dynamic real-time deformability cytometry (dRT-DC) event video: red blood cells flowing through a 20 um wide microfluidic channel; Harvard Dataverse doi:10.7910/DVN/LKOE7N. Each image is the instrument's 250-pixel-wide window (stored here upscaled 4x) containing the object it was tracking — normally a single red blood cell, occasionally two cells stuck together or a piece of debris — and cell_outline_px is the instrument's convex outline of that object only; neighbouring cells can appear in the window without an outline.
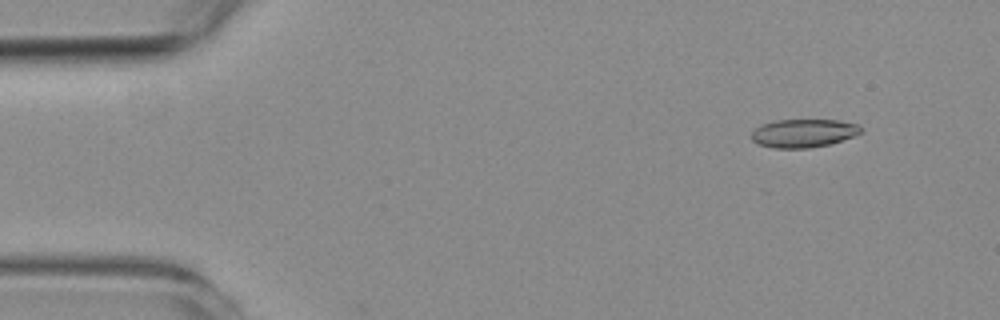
{"species": "common noctule bat (a hibernating species)", "species_latin": "Nyctalus noctula", "temperature_condition": "room temperature", "stored_images_in_passage": 5, "camera_frame_rate_fps": 3000, "um_per_image_px": 0.085, "animal": {"sex": "female", "body_mass_g": 19.3, "forearm_length_mm": 54.1}, "frame": {"image": 1, "passage_image": 1, "time_ms": 0.0, "image_size_px": [1000, 320], "cell_outline_px": [[860, 132], [852, 136], [828, 144], [808, 148], [776, 148], [756, 144], [748, 136], [760, 124], [776, 120], [836, 120], [856, 124], [860, 128]], "centroid_in_image_um": [68.18, 11.32], "position_along_channel_um": 16.8, "area_um2": 17.86}}